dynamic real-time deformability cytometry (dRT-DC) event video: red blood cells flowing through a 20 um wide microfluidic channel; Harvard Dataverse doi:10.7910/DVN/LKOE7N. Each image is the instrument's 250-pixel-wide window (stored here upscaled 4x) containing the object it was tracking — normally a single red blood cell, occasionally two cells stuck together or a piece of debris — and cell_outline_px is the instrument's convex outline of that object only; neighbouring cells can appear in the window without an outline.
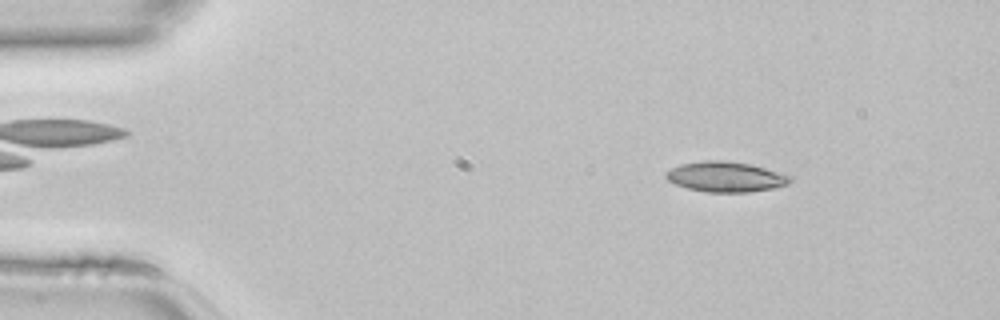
{"species": "common noctule bat (a hibernating species)", "species_latin": "Nyctalus noctula", "temperature_condition": "room temperature", "stored_images_in_passage": 45, "camera_frame_rate_fps": 3000, "um_per_image_px": 0.085, "animal": {"sex": "female", "body_mass_g": 22.7, "forearm_length_mm": 54.2}, "frame": {"image": 1, "passage_image": 6, "time_ms": 1.667, "image_size_px": [1000, 320], "cell_outline_px": [[792, 180], [788, 184], [772, 188], [748, 192], [704, 192], [688, 188], [676, 184], [668, 180], [664, 176], [664, 172], [680, 164], [704, 160], [724, 160], [752, 164], [780, 172], [792, 176]], "centroid_in_image_um": [61.68, 15.02], "position_along_channel_um": 23.3, "area_um2": 22.02}}
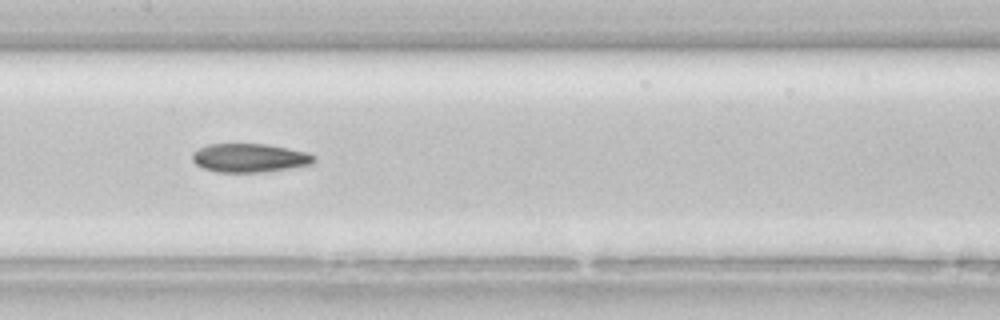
{"frame": {"image": 2, "passage_image": 22, "time_ms": 7.0, "image_size_px": [1000, 320], "cell_outline_px": [[316, 164], [264, 172], [216, 172], [204, 168], [196, 164], [192, 160], [192, 152], [208, 144], [268, 144], [308, 152], [316, 156]], "centroid_in_image_um": [21.27, 13.42], "position_along_channel_um": 186.1, "area_um2": 20.58}}
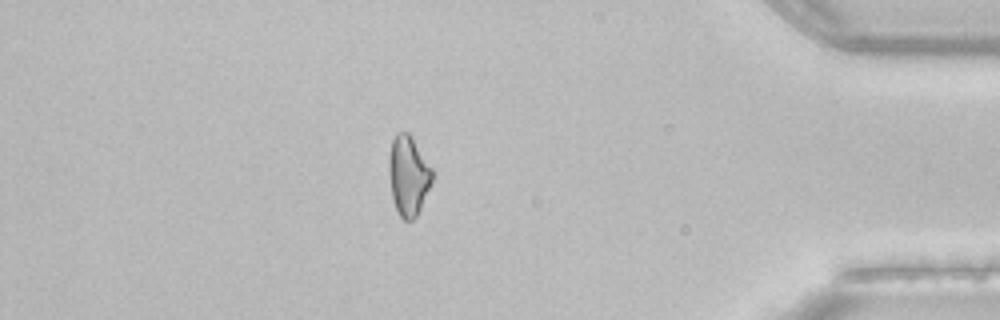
{"frame": {"image": 3, "passage_image": 39, "time_ms": 12.667, "image_size_px": [1000, 320], "cell_outline_px": [[432, 180], [420, 208], [416, 216], [412, 220], [404, 220], [400, 216], [396, 208], [392, 196], [388, 164], [388, 156], [392, 140], [396, 132], [408, 132], [432, 168]], "centroid_in_image_um": [34.69, 14.9], "position_along_channel_um": 400.5, "area_um2": 19.77}}